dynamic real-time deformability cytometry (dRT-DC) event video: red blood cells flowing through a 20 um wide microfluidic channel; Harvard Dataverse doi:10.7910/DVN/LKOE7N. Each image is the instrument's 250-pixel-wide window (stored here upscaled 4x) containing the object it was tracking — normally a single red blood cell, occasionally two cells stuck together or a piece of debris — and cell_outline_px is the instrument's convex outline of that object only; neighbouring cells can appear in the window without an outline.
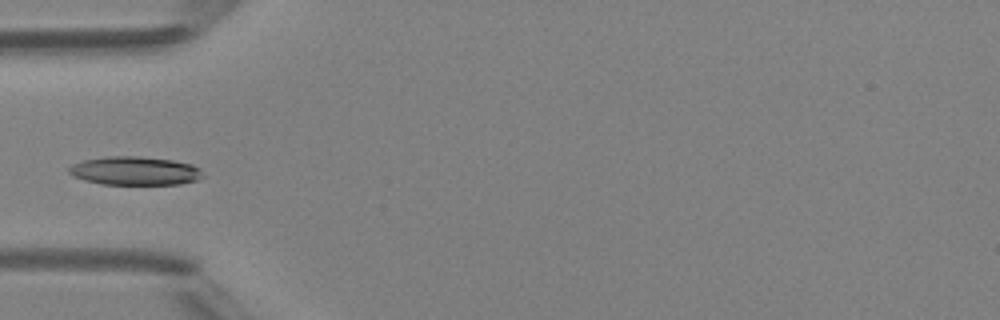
{"species": "Egyptian fruit bat (a non-hibernating species)", "species_latin": "Rousettus aegyptiacus", "temperature_condition": "room temperature", "stored_images_in_passage": 6, "camera_frame_rate_fps": 3000, "um_per_image_px": 0.085, "animal": {"sex": "female"}, "frame": {"image": 1, "passage_image": 5, "time_ms": 5.333, "image_size_px": [1000, 320], "cell_outline_px": [[204, 176], [196, 180], [180, 184], [100, 184], [84, 180], [72, 176], [68, 172], [68, 168], [72, 164], [84, 160], [108, 156], [140, 156], [172, 160], [192, 164], [200, 168]], "centroid_in_image_um": [11.45, 14.52], "position_along_channel_um": 73.5, "area_um2": 22.37}}
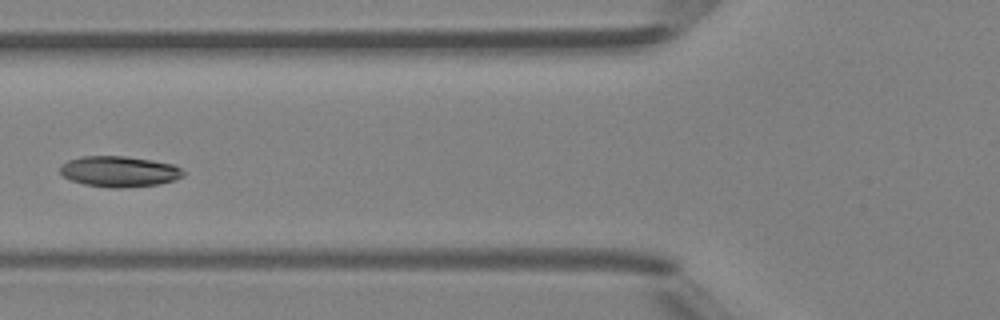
{"frame": {"image": 2, "passage_image": 6, "time_ms": 6.333, "image_size_px": [1000, 320], "cell_outline_px": [[184, 176], [160, 184], [120, 188], [112, 188], [84, 184], [72, 180], [64, 176], [60, 172], [60, 168], [68, 160], [80, 156], [124, 156], [152, 160], [172, 164], [180, 168], [184, 172]], "centroid_in_image_um": [10.14, 14.57], "position_along_channel_um": 115.7, "area_um2": 21.91}}